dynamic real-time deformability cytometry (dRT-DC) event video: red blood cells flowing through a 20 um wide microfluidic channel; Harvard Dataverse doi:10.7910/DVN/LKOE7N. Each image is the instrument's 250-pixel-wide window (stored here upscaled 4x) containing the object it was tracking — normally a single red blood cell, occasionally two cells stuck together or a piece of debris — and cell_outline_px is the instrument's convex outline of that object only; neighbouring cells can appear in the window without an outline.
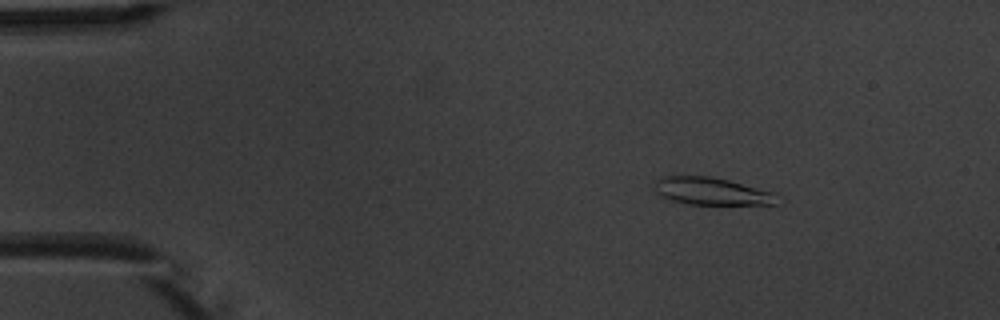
{"species": "common noctule bat (a hibernating species)", "species_latin": "Nyctalus noctula", "temperature_condition": "warm", "stored_images_in_passage": 4, "camera_frame_rate_fps": 3000, "um_per_image_px": 0.085, "animal": {"sex": "male", "body_mass_g": 20.1, "forearm_length_mm": 53.5}, "frame": {"image": 1, "passage_image": 2, "time_ms": 1.0, "image_size_px": [1000, 320], "cell_outline_px": [[788, 200], [780, 204], [688, 204], [672, 200], [660, 196], [656, 192], [656, 180], [664, 176], [712, 176], [728, 180], [772, 192]], "centroid_in_image_um": [60.59, 16.27], "position_along_channel_um": 24.4, "area_um2": 19.71}}